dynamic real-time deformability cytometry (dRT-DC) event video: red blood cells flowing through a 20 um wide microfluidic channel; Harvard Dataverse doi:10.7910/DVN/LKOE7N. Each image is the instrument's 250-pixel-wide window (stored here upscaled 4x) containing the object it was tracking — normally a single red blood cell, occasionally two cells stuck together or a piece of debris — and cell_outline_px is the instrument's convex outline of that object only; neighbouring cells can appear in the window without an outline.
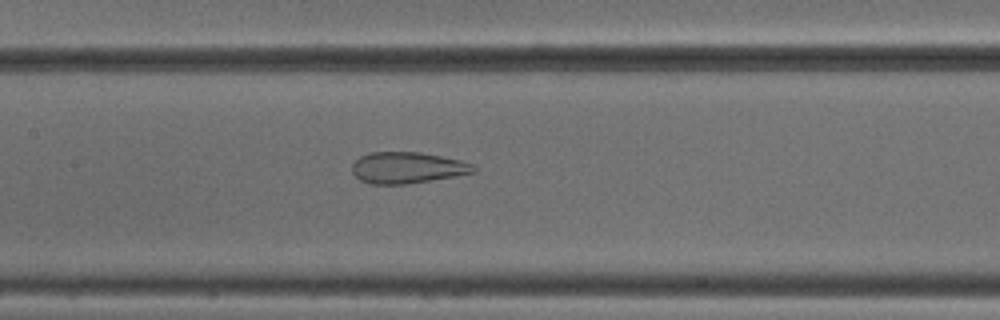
{"species": "common noctule bat (a hibernating species)", "species_latin": "Nyctalus noctula", "temperature_condition": "cold", "stored_images_in_passage": 34, "camera_frame_rate_fps": 3000, "um_per_image_px": 0.085, "animal": {"sex": "male", "body_mass_g": 18.8}, "frame": {"image": 1, "passage_image": 12, "time_ms": 3.667, "image_size_px": [1000, 320], "cell_outline_px": [[476, 168], [472, 172], [452, 176], [404, 184], [368, 184], [360, 180], [352, 172], [352, 164], [360, 156], [368, 152], [420, 152], [460, 160], [472, 164]], "centroid_in_image_um": [34.54, 14.24], "position_along_channel_um": 172.9, "area_um2": 21.85}}
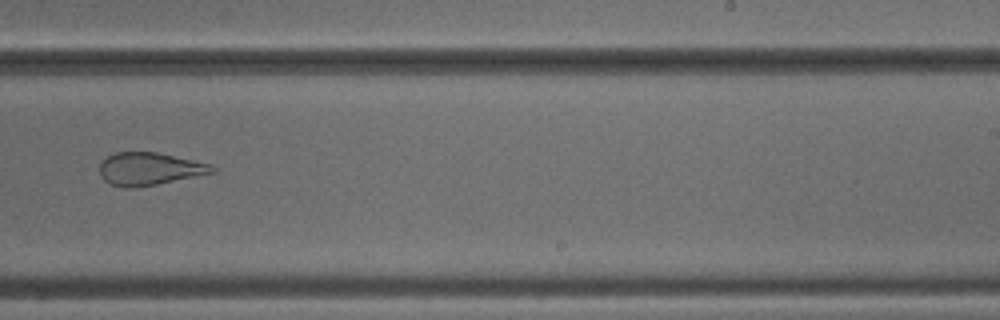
{"frame": {"image": 2, "passage_image": 20, "time_ms": 6.333, "image_size_px": [1000, 320], "cell_outline_px": [[220, 168], [216, 172], [136, 188], [124, 188], [112, 184], [104, 180], [100, 176], [100, 160], [116, 152], [156, 152], [212, 164]], "centroid_in_image_um": [12.72, 14.35], "position_along_channel_um": 276.3, "area_um2": 21.56}}
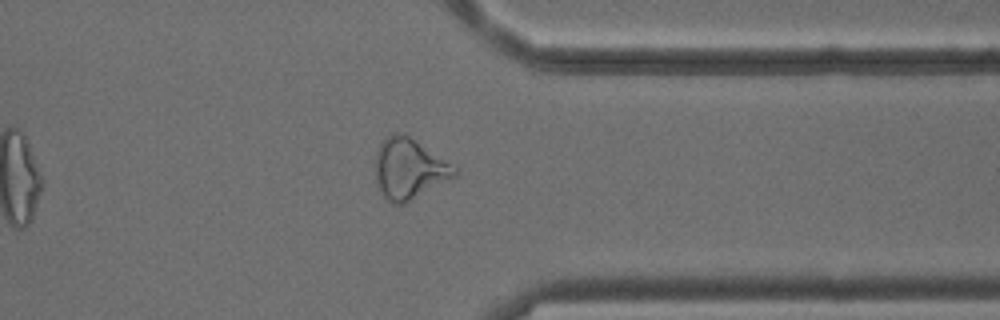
{"frame": {"image": 3, "passage_image": 28, "time_ms": 9.0, "image_size_px": [1000, 320], "cell_outline_px": [[460, 172], [456, 176], [404, 204], [392, 204], [380, 192], [376, 180], [376, 156], [380, 144], [388, 136], [408, 136], [460, 168]], "centroid_in_image_um": [34.82, 14.4], "position_along_channel_um": 376.6, "area_um2": 27.46}, "authors_computed_cell_mechanics": {"area_um2": 24.7673, "velocity_mm_per_s": 3.8976, "shape_relaxation_time_tau1_ms": null, "shape_relaxation_time_tau2_ms": 1.3461, "deformation_change_tau1": null, "deformation_change_tau2": 0.1083}}